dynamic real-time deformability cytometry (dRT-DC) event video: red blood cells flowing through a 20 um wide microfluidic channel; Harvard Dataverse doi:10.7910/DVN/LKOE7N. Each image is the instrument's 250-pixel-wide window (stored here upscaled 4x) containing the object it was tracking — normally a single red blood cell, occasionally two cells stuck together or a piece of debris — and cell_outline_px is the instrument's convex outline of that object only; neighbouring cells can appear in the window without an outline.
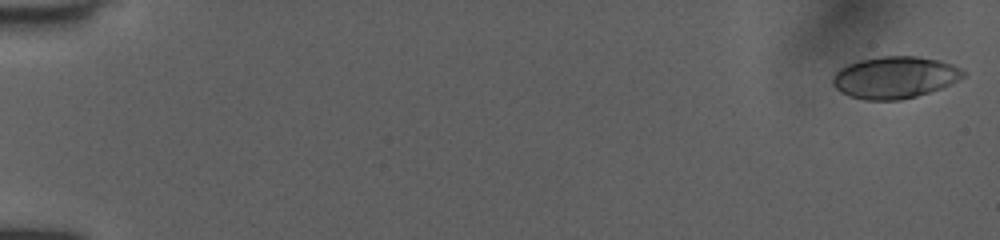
{"species": "human", "species_latin": "Homo sapiens", "temperature_condition": "room temperature", "stored_images_in_passage": 52, "camera_frame_rate_fps": 3000, "um_per_image_px": 0.085, "donor": {"sex": "female"}, "frame": {"image": 1, "passage_image": 1, "time_ms": 0.0, "image_size_px": [1000, 240], "cell_outline_px": [[968, 72], [964, 76], [952, 84], [944, 88], [916, 96], [900, 100], [864, 100], [840, 92], [832, 84], [832, 76], [840, 68], [848, 64], [860, 60], [880, 56], [916, 56], [940, 60], [952, 64]], "centroid_in_image_um": [76.08, 6.58], "position_along_channel_um": 8.9, "area_um2": 32.14}}
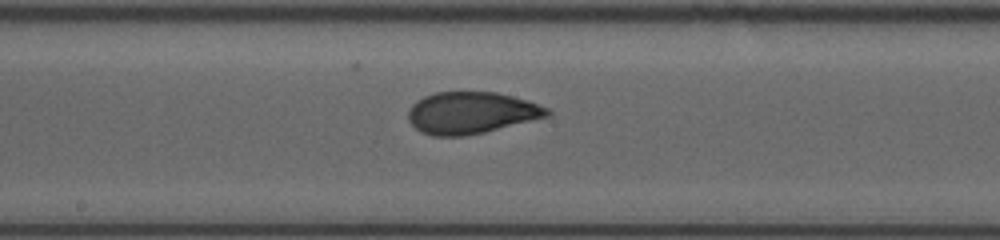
{"frame": {"image": 2, "passage_image": 29, "time_ms": 9.333, "image_size_px": [1000, 240], "cell_outline_px": [[552, 112], [548, 116], [484, 132], [464, 136], [432, 136], [420, 132], [408, 120], [408, 112], [412, 104], [416, 100], [424, 96], [436, 92], [496, 92], [528, 100], [548, 108]], "centroid_in_image_um": [40.03, 9.59], "position_along_channel_um": 208.2, "area_um2": 33.81}}
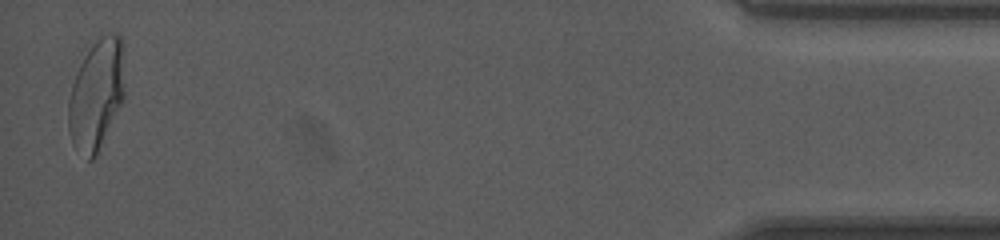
{"frame": {"image": 3, "passage_image": 51, "time_ms": 16.667, "image_size_px": [1000, 240], "cell_outline_px": [[124, 100], [92, 160], [88, 160], [72, 144], [68, 128], [68, 100], [72, 84], [76, 72], [88, 40], [108, 32], [116, 32], [120, 36], [124, 44]], "centroid_in_image_um": [8.19, 7.87], "position_along_channel_um": 427.0, "area_um2": 37.22}, "authors_computed_cell_mechanics": {"area_um2": 33.7263, "velocity_mm_per_s": 4.0466, "shape_relaxation_time_tau1_ms": 5.6594, "shape_relaxation_time_tau2_ms": 0.8168, "deformation_change_tau1": 0.1996, "deformation_change_tau2": 0.0653}}